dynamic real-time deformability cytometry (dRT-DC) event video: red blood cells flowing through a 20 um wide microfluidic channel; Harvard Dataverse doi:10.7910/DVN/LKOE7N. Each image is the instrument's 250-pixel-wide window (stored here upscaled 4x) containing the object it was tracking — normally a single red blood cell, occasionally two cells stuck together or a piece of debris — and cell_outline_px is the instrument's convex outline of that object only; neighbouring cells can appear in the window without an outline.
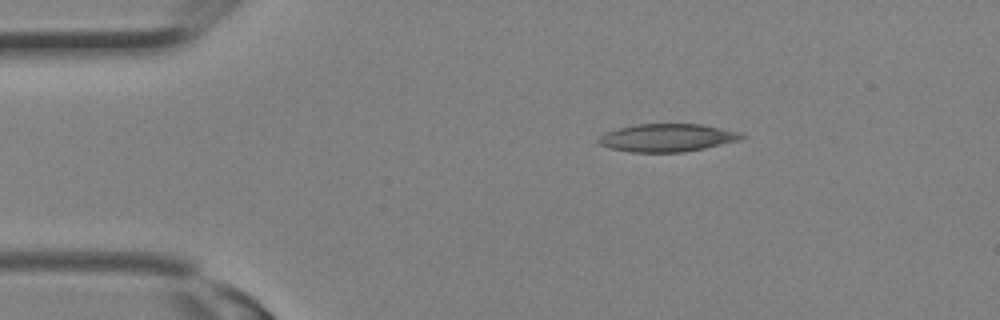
{"species": "Egyptian fruit bat (a non-hibernating species)", "species_latin": "Rousettus aegyptiacus", "temperature_condition": "room temperature", "stored_images_in_passage": 8, "camera_frame_rate_fps": 3000, "um_per_image_px": 0.085, "animal": {"sex": "female"}, "frame": {"image": 1, "passage_image": 1, "time_ms": 0.0, "image_size_px": [1000, 320], "cell_outline_px": [[748, 136], [744, 140], [684, 152], [632, 152], [612, 148], [600, 144], [596, 140], [600, 136], [608, 132], [620, 128], [636, 124], [700, 124], [740, 132]], "centroid_in_image_um": [56.8, 11.71], "position_along_channel_um": 28.2, "area_um2": 23.18}}
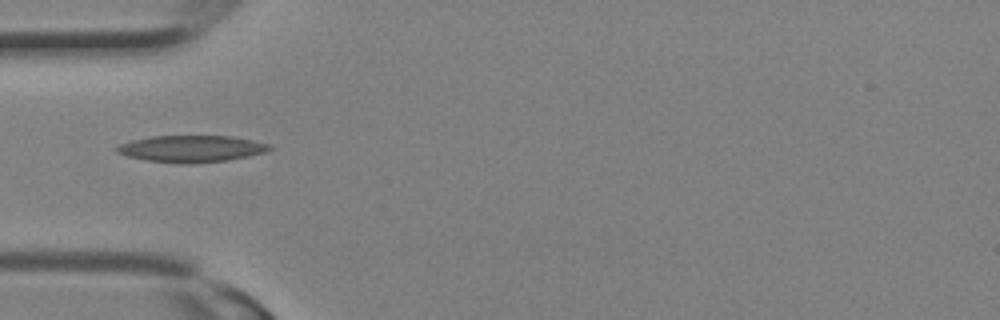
{"frame": {"image": 2, "passage_image": 5, "time_ms": 1.333, "image_size_px": [1000, 320], "cell_outline_px": [[272, 148], [264, 152], [248, 156], [228, 160], [180, 164], [148, 160], [128, 156], [116, 152], [112, 148], [120, 144], [132, 140], [152, 136], [232, 136], [252, 140], [268, 144]], "centroid_in_image_um": [16.22, 12.64], "position_along_channel_um": 68.8, "area_um2": 23.58}}
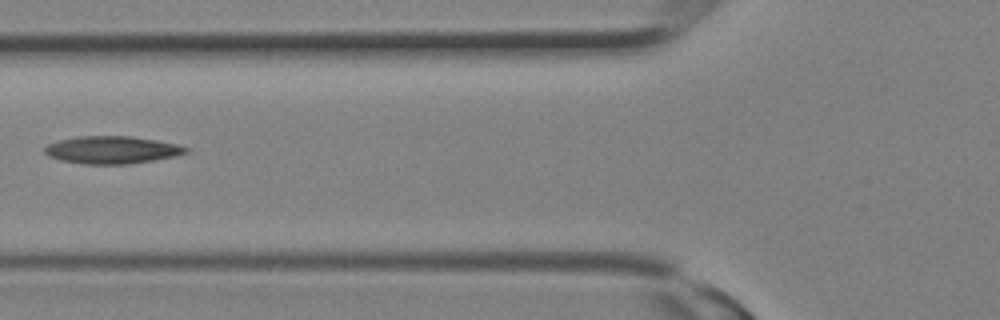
{"frame": {"image": 3, "passage_image": 7, "time_ms": 2.0, "image_size_px": [1000, 320], "cell_outline_px": [[188, 152], [176, 156], [128, 164], [84, 164], [60, 160], [48, 156], [44, 152], [44, 148], [48, 144], [60, 140], [76, 136], [132, 136], [156, 140], [176, 144], [188, 148]], "centroid_in_image_um": [9.49, 12.74], "position_along_channel_um": 116.3, "area_um2": 22.6}}